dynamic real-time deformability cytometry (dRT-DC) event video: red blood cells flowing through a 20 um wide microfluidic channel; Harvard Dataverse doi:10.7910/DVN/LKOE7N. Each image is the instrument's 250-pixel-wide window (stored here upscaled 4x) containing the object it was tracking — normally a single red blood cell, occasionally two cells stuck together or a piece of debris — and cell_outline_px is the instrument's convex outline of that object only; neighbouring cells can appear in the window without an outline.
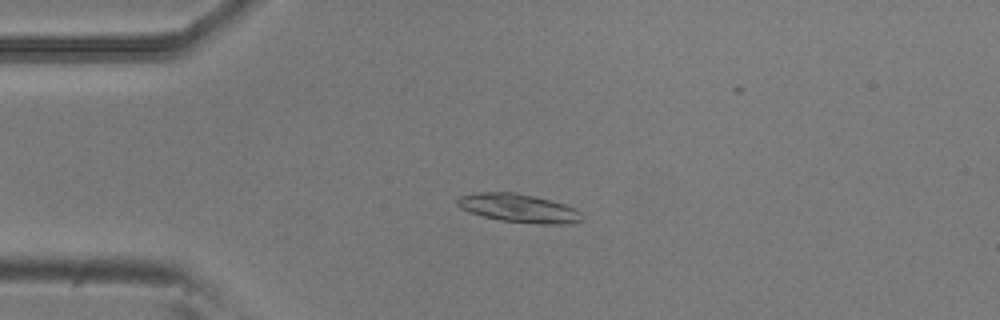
{"species": "common noctule bat (a hibernating species)", "species_latin": "Nyctalus noctula", "temperature_condition": "room temperature", "stored_images_in_passage": 19, "camera_frame_rate_fps": 3000, "um_per_image_px": 0.085, "animal": {"sex": "male", "body_mass_g": 20.5, "forearm_length_mm": 52.5}, "frame": {"image": 1, "passage_image": 12, "time_ms": 3.667, "image_size_px": [1000, 320], "cell_outline_px": [[580, 220], [564, 224], [540, 224], [500, 220], [468, 212], [460, 208], [456, 204], [456, 200], [460, 196], [480, 192], [512, 192], [532, 196], [564, 204], [576, 208], [580, 212]], "centroid_in_image_um": [44.03, 17.69], "position_along_channel_um": 41.0, "area_um2": 20.35}}
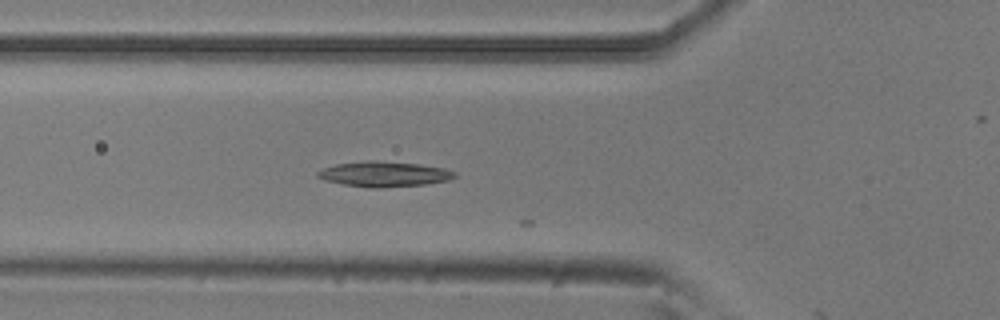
{"frame": {"image": 2, "passage_image": 18, "time_ms": 5.667, "image_size_px": [1000, 320], "cell_outline_px": [[456, 176], [448, 180], [424, 184], [380, 188], [372, 188], [344, 184], [324, 180], [316, 176], [316, 172], [324, 168], [336, 164], [368, 160], [376, 160], [420, 164], [444, 168], [456, 172]], "centroid_in_image_um": [32.64, 14.79], "position_along_channel_um": 93.2, "area_um2": 20.11}}